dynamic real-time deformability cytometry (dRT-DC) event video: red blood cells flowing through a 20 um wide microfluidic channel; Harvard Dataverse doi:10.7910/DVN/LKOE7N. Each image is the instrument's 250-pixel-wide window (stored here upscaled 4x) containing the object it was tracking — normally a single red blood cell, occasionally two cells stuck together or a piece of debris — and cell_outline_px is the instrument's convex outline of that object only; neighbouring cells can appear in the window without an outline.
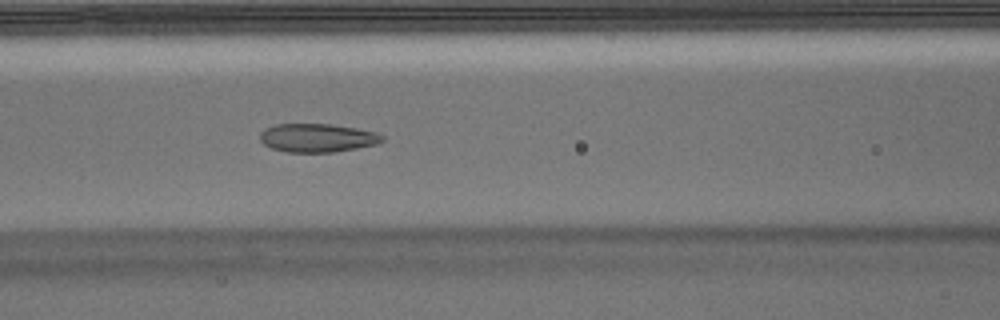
{"species": "Egyptian fruit bat (a non-hibernating species)", "species_latin": "Rousettus aegyptiacus", "temperature_condition": "warm", "stored_images_in_passage": 36, "camera_frame_rate_fps": 3000, "um_per_image_px": 0.085, "animal": {"sex": "male"}, "frame": {"image": 1, "passage_image": 7, "time_ms": 2.0, "image_size_px": [1000, 320], "cell_outline_px": [[384, 140], [376, 144], [356, 148], [332, 152], [284, 152], [272, 148], [264, 144], [260, 140], [260, 132], [264, 128], [276, 124], [328, 124], [356, 128], [376, 132], [384, 136]], "centroid_in_image_um": [26.95, 11.71], "position_along_channel_um": 139.7, "area_um2": 20.29}}
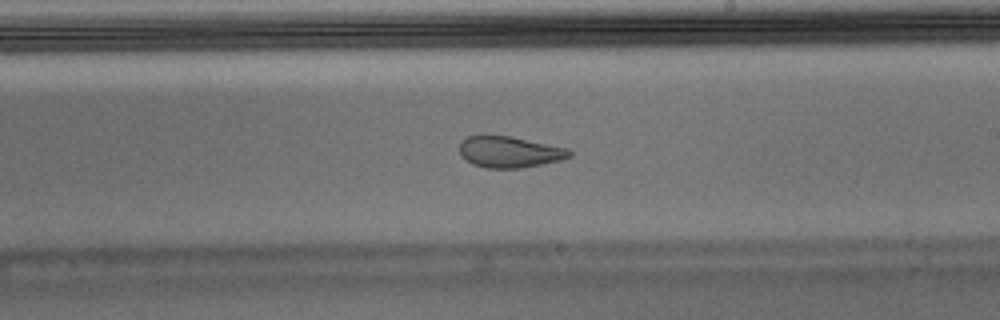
{"frame": {"image": 2, "passage_image": 15, "time_ms": 4.667, "image_size_px": [1000, 320], "cell_outline_px": [[572, 156], [560, 160], [520, 168], [484, 168], [472, 164], [460, 152], [460, 140], [464, 136], [484, 132], [512, 136], [568, 148], [572, 152]], "centroid_in_image_um": [43.25, 12.86], "position_along_channel_um": 245.7, "area_um2": 20.63}}
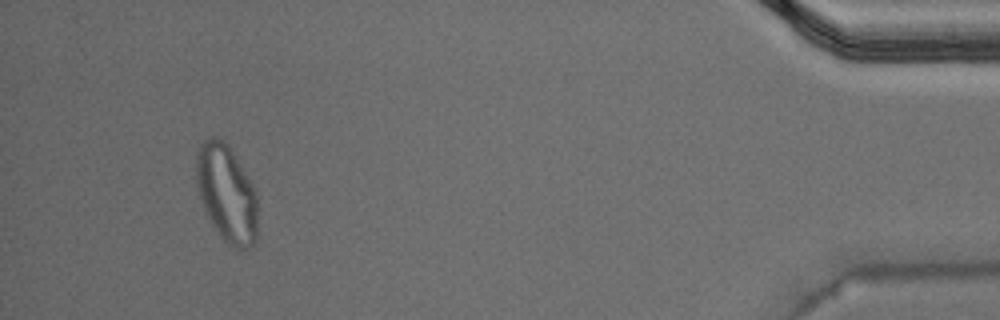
{"frame": {"image": 3, "passage_image": 33, "time_ms": 10.667, "image_size_px": [1000, 320], "cell_outline_px": [[256, 240], [248, 248], [236, 252], [220, 236], [212, 224], [204, 208], [196, 184], [196, 152], [200, 144], [208, 136], [216, 136], [224, 140], [232, 148], [252, 184], [256, 192]], "centroid_in_image_um": [19.25, 16.41], "position_along_channel_um": 416.0, "area_um2": 35.14}, "authors_computed_cell_mechanics": {"area_um2": 22.4264, "velocity_mm_per_s": 3.9745, "shape_relaxation_time_tau1_ms": null, "shape_relaxation_time_tau2_ms": 1.2726, "deformation_change_tau1": null, "deformation_change_tau2": 0.0823}}